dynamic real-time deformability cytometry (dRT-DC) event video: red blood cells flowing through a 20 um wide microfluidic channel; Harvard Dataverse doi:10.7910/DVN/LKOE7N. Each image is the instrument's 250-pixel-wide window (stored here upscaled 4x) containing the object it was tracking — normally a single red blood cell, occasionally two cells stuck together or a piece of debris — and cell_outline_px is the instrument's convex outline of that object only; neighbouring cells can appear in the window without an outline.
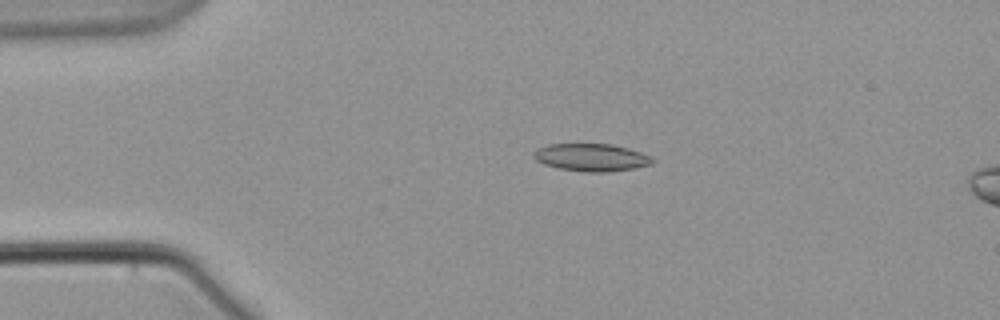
{"species": "common noctule bat (a hibernating species)", "species_latin": "Nyctalus noctula", "temperature_condition": "warm", "stored_images_in_passage": 5, "camera_frame_rate_fps": 3000, "um_per_image_px": 0.085, "animal": {"sex": "male", "body_mass_g": 21.5, "forearm_length_mm": 52.0}, "frame": {"image": 1, "passage_image": 4, "time_ms": 3.667, "image_size_px": [1000, 320], "cell_outline_px": [[656, 160], [652, 164], [632, 168], [604, 172], [584, 172], [560, 168], [544, 164], [536, 160], [532, 156], [532, 152], [536, 148], [548, 144], [612, 144], [628, 148], [652, 156]], "centroid_in_image_um": [50.25, 13.37], "position_along_channel_um": 34.8, "area_um2": 19.13}}